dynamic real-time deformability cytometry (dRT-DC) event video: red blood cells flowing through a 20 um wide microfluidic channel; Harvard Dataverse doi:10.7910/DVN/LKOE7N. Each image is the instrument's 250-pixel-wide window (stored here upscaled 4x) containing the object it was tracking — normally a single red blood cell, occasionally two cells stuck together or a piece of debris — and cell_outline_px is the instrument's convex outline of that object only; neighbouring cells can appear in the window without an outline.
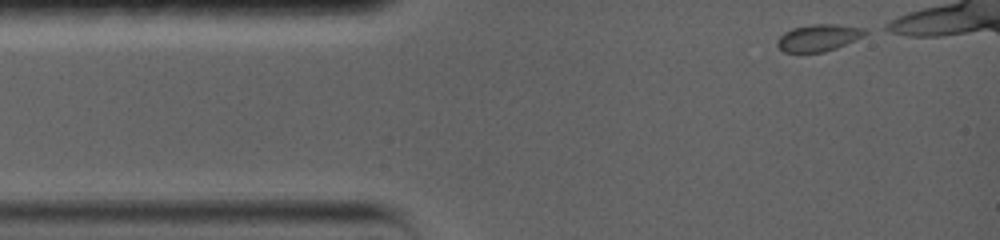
{"species": "common noctule bat (a hibernating species)", "species_latin": "Nyctalus noctula", "temperature_condition": "warm", "stored_images_in_passage": 16, "camera_frame_rate_fps": 5000, "um_per_image_px": 0.085, "animal": {"sex": "female", "body_mass_g": 19.0, "forearm_length_mm": 56.7}, "frame": {"image": 1, "passage_image": 1, "time_ms": 0.0, "image_size_px": [1000, 240], "cell_outline_px": [[868, 32], [836, 48], [824, 52], [784, 52], [776, 44], [776, 40], [784, 32], [792, 28], [812, 24], [840, 24], [864, 28]], "centroid_in_image_um": [69.52, 3.2], "position_along_channel_um": 15.5, "area_um2": 13.58}}
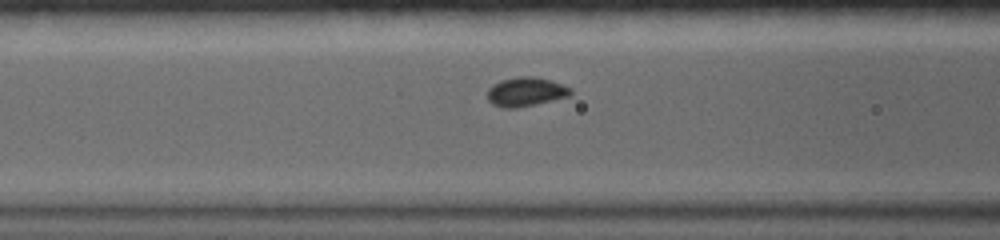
{"frame": {"image": 2, "passage_image": 11, "time_ms": 4.2, "image_size_px": [1000, 240], "cell_outline_px": [[572, 92], [568, 96], [536, 104], [516, 108], [504, 108], [492, 104], [488, 100], [488, 88], [492, 84], [500, 80], [520, 76], [532, 76], [552, 80], [572, 88]], "centroid_in_image_um": [44.68, 7.79], "position_along_channel_um": 121.9, "area_um2": 14.16}}
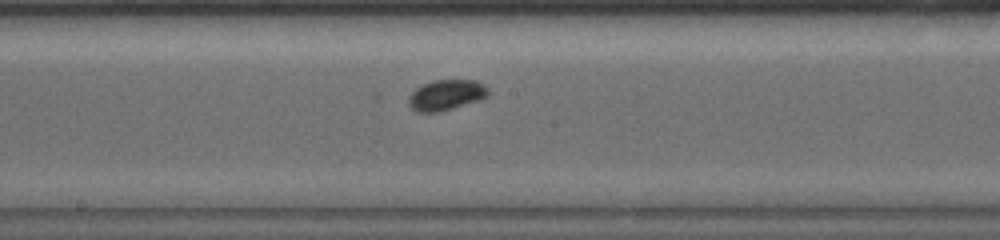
{"frame": {"image": 3, "passage_image": 15, "time_ms": 6.6, "image_size_px": [1000, 240], "cell_outline_px": [[488, 96], [452, 108], [436, 112], [416, 112], [408, 104], [408, 96], [416, 88], [432, 80], [476, 80], [484, 84], [488, 92]], "centroid_in_image_um": [37.88, 8.06], "position_along_channel_um": 210.3, "area_um2": 13.93}}